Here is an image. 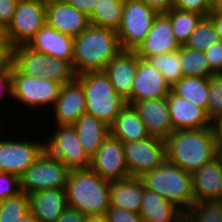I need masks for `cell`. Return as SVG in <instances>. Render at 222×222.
<instances>
[{"instance_id": "6da1fadb", "label": "cell", "mask_w": 222, "mask_h": 222, "mask_svg": "<svg viewBox=\"0 0 222 222\" xmlns=\"http://www.w3.org/2000/svg\"><path fill=\"white\" fill-rule=\"evenodd\" d=\"M165 145L166 159L190 174L219 153L212 128L173 131Z\"/></svg>"}, {"instance_id": "7a4b0ae2", "label": "cell", "mask_w": 222, "mask_h": 222, "mask_svg": "<svg viewBox=\"0 0 222 222\" xmlns=\"http://www.w3.org/2000/svg\"><path fill=\"white\" fill-rule=\"evenodd\" d=\"M120 50L117 31L90 24L74 37L72 66L76 75L103 71Z\"/></svg>"}, {"instance_id": "3957f363", "label": "cell", "mask_w": 222, "mask_h": 222, "mask_svg": "<svg viewBox=\"0 0 222 222\" xmlns=\"http://www.w3.org/2000/svg\"><path fill=\"white\" fill-rule=\"evenodd\" d=\"M65 191L68 207L86 216L106 215L110 207L109 180L90 168L70 170Z\"/></svg>"}, {"instance_id": "277c9868", "label": "cell", "mask_w": 222, "mask_h": 222, "mask_svg": "<svg viewBox=\"0 0 222 222\" xmlns=\"http://www.w3.org/2000/svg\"><path fill=\"white\" fill-rule=\"evenodd\" d=\"M76 80L83 87L86 114L110 126L127 101L114 90L107 73L104 70L91 71L76 75Z\"/></svg>"}, {"instance_id": "5b68a950", "label": "cell", "mask_w": 222, "mask_h": 222, "mask_svg": "<svg viewBox=\"0 0 222 222\" xmlns=\"http://www.w3.org/2000/svg\"><path fill=\"white\" fill-rule=\"evenodd\" d=\"M144 187L157 192L186 213L195 202L192 177L167 159L140 177Z\"/></svg>"}, {"instance_id": "8992f818", "label": "cell", "mask_w": 222, "mask_h": 222, "mask_svg": "<svg viewBox=\"0 0 222 222\" xmlns=\"http://www.w3.org/2000/svg\"><path fill=\"white\" fill-rule=\"evenodd\" d=\"M10 62L23 74L67 84L76 79L72 64L64 59L31 50L26 45L13 47Z\"/></svg>"}, {"instance_id": "52a82bcc", "label": "cell", "mask_w": 222, "mask_h": 222, "mask_svg": "<svg viewBox=\"0 0 222 222\" xmlns=\"http://www.w3.org/2000/svg\"><path fill=\"white\" fill-rule=\"evenodd\" d=\"M70 169L45 150L19 177L20 190L31 194L40 190L65 189Z\"/></svg>"}, {"instance_id": "ba28073f", "label": "cell", "mask_w": 222, "mask_h": 222, "mask_svg": "<svg viewBox=\"0 0 222 222\" xmlns=\"http://www.w3.org/2000/svg\"><path fill=\"white\" fill-rule=\"evenodd\" d=\"M158 11L141 0H124L117 35L121 49L135 50L146 38Z\"/></svg>"}, {"instance_id": "9c48e42d", "label": "cell", "mask_w": 222, "mask_h": 222, "mask_svg": "<svg viewBox=\"0 0 222 222\" xmlns=\"http://www.w3.org/2000/svg\"><path fill=\"white\" fill-rule=\"evenodd\" d=\"M63 84L47 78L30 77L11 63V97L30 107L52 105L56 102Z\"/></svg>"}, {"instance_id": "30bf717a", "label": "cell", "mask_w": 222, "mask_h": 222, "mask_svg": "<svg viewBox=\"0 0 222 222\" xmlns=\"http://www.w3.org/2000/svg\"><path fill=\"white\" fill-rule=\"evenodd\" d=\"M48 142H44L45 151L62 161L67 168L87 169L91 158L83 150L78 134L73 125H57Z\"/></svg>"}, {"instance_id": "8fae6325", "label": "cell", "mask_w": 222, "mask_h": 222, "mask_svg": "<svg viewBox=\"0 0 222 222\" xmlns=\"http://www.w3.org/2000/svg\"><path fill=\"white\" fill-rule=\"evenodd\" d=\"M129 176L140 178L158 168L166 159L165 140L150 136L140 141L123 142Z\"/></svg>"}, {"instance_id": "7c38bea8", "label": "cell", "mask_w": 222, "mask_h": 222, "mask_svg": "<svg viewBox=\"0 0 222 222\" xmlns=\"http://www.w3.org/2000/svg\"><path fill=\"white\" fill-rule=\"evenodd\" d=\"M46 4L47 2L18 1L13 17L6 27L13 47L26 45L46 24Z\"/></svg>"}, {"instance_id": "4fadbf2b", "label": "cell", "mask_w": 222, "mask_h": 222, "mask_svg": "<svg viewBox=\"0 0 222 222\" xmlns=\"http://www.w3.org/2000/svg\"><path fill=\"white\" fill-rule=\"evenodd\" d=\"M1 130V129H0ZM44 142L0 139V172L20 177L44 151Z\"/></svg>"}, {"instance_id": "5bb4252c", "label": "cell", "mask_w": 222, "mask_h": 222, "mask_svg": "<svg viewBox=\"0 0 222 222\" xmlns=\"http://www.w3.org/2000/svg\"><path fill=\"white\" fill-rule=\"evenodd\" d=\"M89 168L109 181L130 177L123 142L109 134L91 158Z\"/></svg>"}, {"instance_id": "9a60e30c", "label": "cell", "mask_w": 222, "mask_h": 222, "mask_svg": "<svg viewBox=\"0 0 222 222\" xmlns=\"http://www.w3.org/2000/svg\"><path fill=\"white\" fill-rule=\"evenodd\" d=\"M180 47L181 45L173 33L169 17L164 12H160L154 18L150 31L135 49V52L140 58L146 59L177 51Z\"/></svg>"}, {"instance_id": "2e32d148", "label": "cell", "mask_w": 222, "mask_h": 222, "mask_svg": "<svg viewBox=\"0 0 222 222\" xmlns=\"http://www.w3.org/2000/svg\"><path fill=\"white\" fill-rule=\"evenodd\" d=\"M171 86L159 70L146 59L139 57L131 94V105L134 102L167 97Z\"/></svg>"}, {"instance_id": "e0dca14e", "label": "cell", "mask_w": 222, "mask_h": 222, "mask_svg": "<svg viewBox=\"0 0 222 222\" xmlns=\"http://www.w3.org/2000/svg\"><path fill=\"white\" fill-rule=\"evenodd\" d=\"M138 61L139 56L135 50L121 49L104 69L114 90L130 105Z\"/></svg>"}, {"instance_id": "ac0fdd59", "label": "cell", "mask_w": 222, "mask_h": 222, "mask_svg": "<svg viewBox=\"0 0 222 222\" xmlns=\"http://www.w3.org/2000/svg\"><path fill=\"white\" fill-rule=\"evenodd\" d=\"M46 24L63 34L78 36L91 24L90 18L65 0H48Z\"/></svg>"}, {"instance_id": "d6986e66", "label": "cell", "mask_w": 222, "mask_h": 222, "mask_svg": "<svg viewBox=\"0 0 222 222\" xmlns=\"http://www.w3.org/2000/svg\"><path fill=\"white\" fill-rule=\"evenodd\" d=\"M132 105L150 136L166 140L173 133L167 97L141 100Z\"/></svg>"}, {"instance_id": "ffe728a7", "label": "cell", "mask_w": 222, "mask_h": 222, "mask_svg": "<svg viewBox=\"0 0 222 222\" xmlns=\"http://www.w3.org/2000/svg\"><path fill=\"white\" fill-rule=\"evenodd\" d=\"M31 50L64 59L71 64L74 59V38L45 24L26 44Z\"/></svg>"}, {"instance_id": "44dd1931", "label": "cell", "mask_w": 222, "mask_h": 222, "mask_svg": "<svg viewBox=\"0 0 222 222\" xmlns=\"http://www.w3.org/2000/svg\"><path fill=\"white\" fill-rule=\"evenodd\" d=\"M167 98L173 131L212 128V122L203 108L175 95L172 91Z\"/></svg>"}, {"instance_id": "7402d4cb", "label": "cell", "mask_w": 222, "mask_h": 222, "mask_svg": "<svg viewBox=\"0 0 222 222\" xmlns=\"http://www.w3.org/2000/svg\"><path fill=\"white\" fill-rule=\"evenodd\" d=\"M53 108L57 125H73L86 113L82 85L76 79L64 84Z\"/></svg>"}, {"instance_id": "603a6c76", "label": "cell", "mask_w": 222, "mask_h": 222, "mask_svg": "<svg viewBox=\"0 0 222 222\" xmlns=\"http://www.w3.org/2000/svg\"><path fill=\"white\" fill-rule=\"evenodd\" d=\"M29 211L37 222H55L68 208L65 189H47L28 194Z\"/></svg>"}, {"instance_id": "cb8c5ba5", "label": "cell", "mask_w": 222, "mask_h": 222, "mask_svg": "<svg viewBox=\"0 0 222 222\" xmlns=\"http://www.w3.org/2000/svg\"><path fill=\"white\" fill-rule=\"evenodd\" d=\"M139 214L143 222H185L182 210L146 187Z\"/></svg>"}, {"instance_id": "d4e9b609", "label": "cell", "mask_w": 222, "mask_h": 222, "mask_svg": "<svg viewBox=\"0 0 222 222\" xmlns=\"http://www.w3.org/2000/svg\"><path fill=\"white\" fill-rule=\"evenodd\" d=\"M109 192L111 206L139 213L144 195V184L140 178L130 176L110 180Z\"/></svg>"}, {"instance_id": "484cf974", "label": "cell", "mask_w": 222, "mask_h": 222, "mask_svg": "<svg viewBox=\"0 0 222 222\" xmlns=\"http://www.w3.org/2000/svg\"><path fill=\"white\" fill-rule=\"evenodd\" d=\"M195 202L214 200L222 181V159L218 155L191 174Z\"/></svg>"}, {"instance_id": "4316f807", "label": "cell", "mask_w": 222, "mask_h": 222, "mask_svg": "<svg viewBox=\"0 0 222 222\" xmlns=\"http://www.w3.org/2000/svg\"><path fill=\"white\" fill-rule=\"evenodd\" d=\"M110 135L122 142L140 141L150 137L133 105L126 104L109 126Z\"/></svg>"}, {"instance_id": "83f0119b", "label": "cell", "mask_w": 222, "mask_h": 222, "mask_svg": "<svg viewBox=\"0 0 222 222\" xmlns=\"http://www.w3.org/2000/svg\"><path fill=\"white\" fill-rule=\"evenodd\" d=\"M73 126L83 150L90 158L96 154L98 148L110 134V128L105 122L86 113L81 115Z\"/></svg>"}, {"instance_id": "f1b7e54d", "label": "cell", "mask_w": 222, "mask_h": 222, "mask_svg": "<svg viewBox=\"0 0 222 222\" xmlns=\"http://www.w3.org/2000/svg\"><path fill=\"white\" fill-rule=\"evenodd\" d=\"M171 91L186 100H189L198 107L203 108L207 113V102L209 99V77H187L183 76L171 87Z\"/></svg>"}, {"instance_id": "f546056e", "label": "cell", "mask_w": 222, "mask_h": 222, "mask_svg": "<svg viewBox=\"0 0 222 222\" xmlns=\"http://www.w3.org/2000/svg\"><path fill=\"white\" fill-rule=\"evenodd\" d=\"M124 0H97L90 23L117 31L122 22Z\"/></svg>"}, {"instance_id": "4dcf8cb0", "label": "cell", "mask_w": 222, "mask_h": 222, "mask_svg": "<svg viewBox=\"0 0 222 222\" xmlns=\"http://www.w3.org/2000/svg\"><path fill=\"white\" fill-rule=\"evenodd\" d=\"M170 19L173 33L178 43L185 45L192 32L196 29L204 15L171 8L164 12Z\"/></svg>"}, {"instance_id": "1f68e13d", "label": "cell", "mask_w": 222, "mask_h": 222, "mask_svg": "<svg viewBox=\"0 0 222 222\" xmlns=\"http://www.w3.org/2000/svg\"><path fill=\"white\" fill-rule=\"evenodd\" d=\"M180 65L183 76L206 78L214 75L205 52L193 50L184 45L180 47Z\"/></svg>"}, {"instance_id": "d6a6232c", "label": "cell", "mask_w": 222, "mask_h": 222, "mask_svg": "<svg viewBox=\"0 0 222 222\" xmlns=\"http://www.w3.org/2000/svg\"><path fill=\"white\" fill-rule=\"evenodd\" d=\"M146 60L161 72L171 87L183 77L180 65V48L168 54L147 57Z\"/></svg>"}, {"instance_id": "836d02e7", "label": "cell", "mask_w": 222, "mask_h": 222, "mask_svg": "<svg viewBox=\"0 0 222 222\" xmlns=\"http://www.w3.org/2000/svg\"><path fill=\"white\" fill-rule=\"evenodd\" d=\"M222 41L216 28L209 17H204L192 32L184 46L197 50L205 51L215 43Z\"/></svg>"}, {"instance_id": "e575fe53", "label": "cell", "mask_w": 222, "mask_h": 222, "mask_svg": "<svg viewBox=\"0 0 222 222\" xmlns=\"http://www.w3.org/2000/svg\"><path fill=\"white\" fill-rule=\"evenodd\" d=\"M185 222H222V204L215 200L194 202L185 213Z\"/></svg>"}, {"instance_id": "d590c367", "label": "cell", "mask_w": 222, "mask_h": 222, "mask_svg": "<svg viewBox=\"0 0 222 222\" xmlns=\"http://www.w3.org/2000/svg\"><path fill=\"white\" fill-rule=\"evenodd\" d=\"M28 212V194L24 192L0 202V222H17Z\"/></svg>"}, {"instance_id": "8d00e7d4", "label": "cell", "mask_w": 222, "mask_h": 222, "mask_svg": "<svg viewBox=\"0 0 222 222\" xmlns=\"http://www.w3.org/2000/svg\"><path fill=\"white\" fill-rule=\"evenodd\" d=\"M207 115L211 122L222 115V74L209 77Z\"/></svg>"}, {"instance_id": "74e56055", "label": "cell", "mask_w": 222, "mask_h": 222, "mask_svg": "<svg viewBox=\"0 0 222 222\" xmlns=\"http://www.w3.org/2000/svg\"><path fill=\"white\" fill-rule=\"evenodd\" d=\"M173 8L208 17L209 13L214 9V5L209 0H174Z\"/></svg>"}, {"instance_id": "f35d334b", "label": "cell", "mask_w": 222, "mask_h": 222, "mask_svg": "<svg viewBox=\"0 0 222 222\" xmlns=\"http://www.w3.org/2000/svg\"><path fill=\"white\" fill-rule=\"evenodd\" d=\"M20 180L17 175L0 172V202L20 193Z\"/></svg>"}, {"instance_id": "ab89813d", "label": "cell", "mask_w": 222, "mask_h": 222, "mask_svg": "<svg viewBox=\"0 0 222 222\" xmlns=\"http://www.w3.org/2000/svg\"><path fill=\"white\" fill-rule=\"evenodd\" d=\"M106 217L109 222H143L139 213L111 206L107 209Z\"/></svg>"}, {"instance_id": "60d3db41", "label": "cell", "mask_w": 222, "mask_h": 222, "mask_svg": "<svg viewBox=\"0 0 222 222\" xmlns=\"http://www.w3.org/2000/svg\"><path fill=\"white\" fill-rule=\"evenodd\" d=\"M204 52L211 72L214 75L222 74V41L213 44Z\"/></svg>"}, {"instance_id": "b9f144b4", "label": "cell", "mask_w": 222, "mask_h": 222, "mask_svg": "<svg viewBox=\"0 0 222 222\" xmlns=\"http://www.w3.org/2000/svg\"><path fill=\"white\" fill-rule=\"evenodd\" d=\"M17 0H0V24L7 27L16 9Z\"/></svg>"}, {"instance_id": "7bdbcfd3", "label": "cell", "mask_w": 222, "mask_h": 222, "mask_svg": "<svg viewBox=\"0 0 222 222\" xmlns=\"http://www.w3.org/2000/svg\"><path fill=\"white\" fill-rule=\"evenodd\" d=\"M7 93L11 97V62L0 71V100L3 98L4 94Z\"/></svg>"}, {"instance_id": "ee69618b", "label": "cell", "mask_w": 222, "mask_h": 222, "mask_svg": "<svg viewBox=\"0 0 222 222\" xmlns=\"http://www.w3.org/2000/svg\"><path fill=\"white\" fill-rule=\"evenodd\" d=\"M68 4L81 11L89 18L92 16L97 0H65Z\"/></svg>"}, {"instance_id": "f6af8a7d", "label": "cell", "mask_w": 222, "mask_h": 222, "mask_svg": "<svg viewBox=\"0 0 222 222\" xmlns=\"http://www.w3.org/2000/svg\"><path fill=\"white\" fill-rule=\"evenodd\" d=\"M86 218L82 212L68 207L55 222H85Z\"/></svg>"}, {"instance_id": "bcb514c9", "label": "cell", "mask_w": 222, "mask_h": 222, "mask_svg": "<svg viewBox=\"0 0 222 222\" xmlns=\"http://www.w3.org/2000/svg\"><path fill=\"white\" fill-rule=\"evenodd\" d=\"M148 6L156 9L159 13L169 11L173 8L174 0H141Z\"/></svg>"}, {"instance_id": "7dc6e473", "label": "cell", "mask_w": 222, "mask_h": 222, "mask_svg": "<svg viewBox=\"0 0 222 222\" xmlns=\"http://www.w3.org/2000/svg\"><path fill=\"white\" fill-rule=\"evenodd\" d=\"M13 46L10 44L7 28L5 25L0 24V51H12Z\"/></svg>"}, {"instance_id": "c3c4849f", "label": "cell", "mask_w": 222, "mask_h": 222, "mask_svg": "<svg viewBox=\"0 0 222 222\" xmlns=\"http://www.w3.org/2000/svg\"><path fill=\"white\" fill-rule=\"evenodd\" d=\"M212 129L219 149L222 146V115L212 121Z\"/></svg>"}, {"instance_id": "681fc988", "label": "cell", "mask_w": 222, "mask_h": 222, "mask_svg": "<svg viewBox=\"0 0 222 222\" xmlns=\"http://www.w3.org/2000/svg\"><path fill=\"white\" fill-rule=\"evenodd\" d=\"M208 17L212 20L217 33L222 40V14L219 13L215 8L209 13Z\"/></svg>"}, {"instance_id": "f907efd6", "label": "cell", "mask_w": 222, "mask_h": 222, "mask_svg": "<svg viewBox=\"0 0 222 222\" xmlns=\"http://www.w3.org/2000/svg\"><path fill=\"white\" fill-rule=\"evenodd\" d=\"M11 55L12 51H0V71L8 65Z\"/></svg>"}, {"instance_id": "816d5d0a", "label": "cell", "mask_w": 222, "mask_h": 222, "mask_svg": "<svg viewBox=\"0 0 222 222\" xmlns=\"http://www.w3.org/2000/svg\"><path fill=\"white\" fill-rule=\"evenodd\" d=\"M85 222H109L106 215L87 216Z\"/></svg>"}, {"instance_id": "f5cc1de1", "label": "cell", "mask_w": 222, "mask_h": 222, "mask_svg": "<svg viewBox=\"0 0 222 222\" xmlns=\"http://www.w3.org/2000/svg\"><path fill=\"white\" fill-rule=\"evenodd\" d=\"M17 222H37V220L32 215V213L29 211L24 216H22V218Z\"/></svg>"}, {"instance_id": "db71d44e", "label": "cell", "mask_w": 222, "mask_h": 222, "mask_svg": "<svg viewBox=\"0 0 222 222\" xmlns=\"http://www.w3.org/2000/svg\"><path fill=\"white\" fill-rule=\"evenodd\" d=\"M214 200L217 201V202H220L222 204V181L220 183L218 195Z\"/></svg>"}, {"instance_id": "11a10c76", "label": "cell", "mask_w": 222, "mask_h": 222, "mask_svg": "<svg viewBox=\"0 0 222 222\" xmlns=\"http://www.w3.org/2000/svg\"><path fill=\"white\" fill-rule=\"evenodd\" d=\"M214 8L222 14V0H218V2L214 5Z\"/></svg>"}, {"instance_id": "9f6ffc18", "label": "cell", "mask_w": 222, "mask_h": 222, "mask_svg": "<svg viewBox=\"0 0 222 222\" xmlns=\"http://www.w3.org/2000/svg\"><path fill=\"white\" fill-rule=\"evenodd\" d=\"M17 1H29V2H47L48 0H17Z\"/></svg>"}, {"instance_id": "6f0895ef", "label": "cell", "mask_w": 222, "mask_h": 222, "mask_svg": "<svg viewBox=\"0 0 222 222\" xmlns=\"http://www.w3.org/2000/svg\"><path fill=\"white\" fill-rule=\"evenodd\" d=\"M218 155L221 157V159H222V146L219 148V153H218Z\"/></svg>"}, {"instance_id": "680465c9", "label": "cell", "mask_w": 222, "mask_h": 222, "mask_svg": "<svg viewBox=\"0 0 222 222\" xmlns=\"http://www.w3.org/2000/svg\"><path fill=\"white\" fill-rule=\"evenodd\" d=\"M213 5H215L217 2H218V0H209Z\"/></svg>"}]
</instances>
